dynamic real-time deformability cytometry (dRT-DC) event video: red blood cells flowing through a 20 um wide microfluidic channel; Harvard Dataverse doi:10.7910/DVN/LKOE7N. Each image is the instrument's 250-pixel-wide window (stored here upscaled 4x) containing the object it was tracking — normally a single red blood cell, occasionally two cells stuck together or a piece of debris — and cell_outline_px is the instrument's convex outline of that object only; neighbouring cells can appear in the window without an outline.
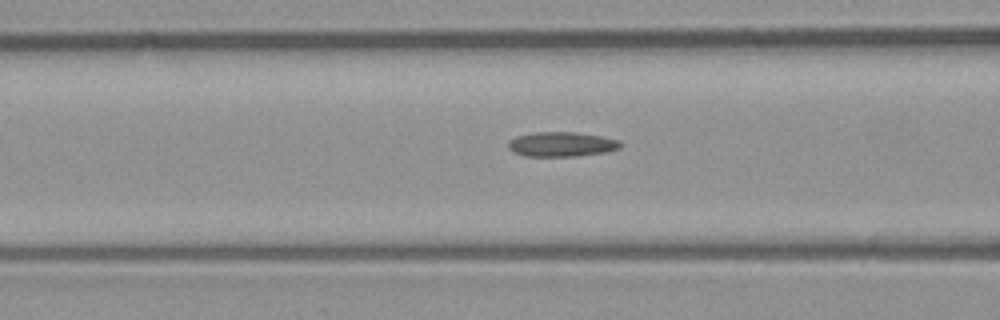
{"species": "common noctule bat (a hibernating species)", "species_latin": "Nyctalus noctula", "temperature_condition": "room temperature", "stored_images_in_passage": 5, "camera_frame_rate_fps": 3000, "um_per_image_px": 0.085, "animal": {"sex": "male", "body_mass_g": 23.1, "forearm_length_mm": 52.7}, "frame": {"image": 1, "passage_image": 5, "time_ms": 1.333, "image_size_px": [1000, 320], "cell_outline_px": [[620, 148], [604, 152], [576, 156], [524, 156], [512, 152], [508, 148], [508, 140], [516, 136], [536, 132], [576, 132], [600, 136], [620, 140]], "centroid_in_image_um": [47.68, 12.26], "position_along_channel_um": 118.9, "area_um2": 16.13}}